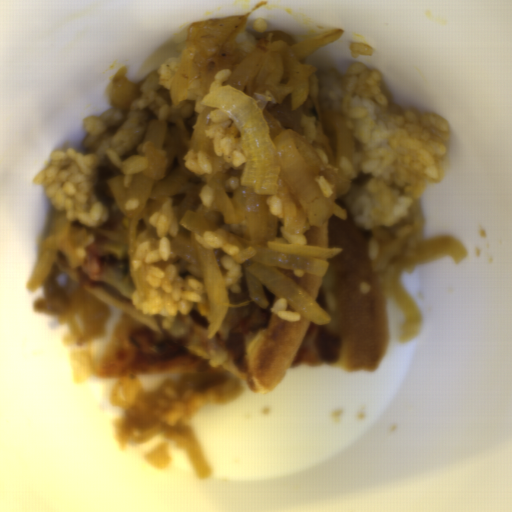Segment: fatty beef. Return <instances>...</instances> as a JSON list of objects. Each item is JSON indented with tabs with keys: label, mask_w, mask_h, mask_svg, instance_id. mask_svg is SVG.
I'll list each match as a JSON object with an SVG mask.
<instances>
[{
	"label": "fatty beef",
	"mask_w": 512,
	"mask_h": 512,
	"mask_svg": "<svg viewBox=\"0 0 512 512\" xmlns=\"http://www.w3.org/2000/svg\"><path fill=\"white\" fill-rule=\"evenodd\" d=\"M215 110L204 104L200 113L163 120L153 110H142L143 137L121 159L142 155L148 166L134 174L128 186H124L121 168L108 158L97 164L92 188L110 215L100 226L87 230L90 236L76 248L81 259L78 267L69 266L65 253L55 258L41 282L42 295L35 300V310L67 324L77 344L99 337L107 328L108 305L91 293L100 255L123 256L137 289L138 249L156 233L151 216L166 201L175 206L179 220L188 211L211 206V175L233 167L214 152L213 141L205 132Z\"/></svg>",
	"instance_id": "8fa450e3"
},
{
	"label": "fatty beef",
	"mask_w": 512,
	"mask_h": 512,
	"mask_svg": "<svg viewBox=\"0 0 512 512\" xmlns=\"http://www.w3.org/2000/svg\"><path fill=\"white\" fill-rule=\"evenodd\" d=\"M245 389L233 371H188L179 378L164 380L152 392L144 391L136 374H120L110 393L120 406L115 436L124 450L129 443H147L161 435L162 441L149 450L146 461L157 469L171 464L168 444L184 449L198 478L207 479L211 470L202 454L192 419L204 406L239 398Z\"/></svg>",
	"instance_id": "1bbc456c"
},
{
	"label": "fatty beef",
	"mask_w": 512,
	"mask_h": 512,
	"mask_svg": "<svg viewBox=\"0 0 512 512\" xmlns=\"http://www.w3.org/2000/svg\"><path fill=\"white\" fill-rule=\"evenodd\" d=\"M254 98L273 138L284 130L300 133L313 147L322 164L336 172L339 145L333 120L336 115L321 108L318 78L314 74L309 79L304 102L294 109L292 94L275 99L271 92H257Z\"/></svg>",
	"instance_id": "5ad873be"
},
{
	"label": "fatty beef",
	"mask_w": 512,
	"mask_h": 512,
	"mask_svg": "<svg viewBox=\"0 0 512 512\" xmlns=\"http://www.w3.org/2000/svg\"><path fill=\"white\" fill-rule=\"evenodd\" d=\"M273 42H287L290 46L297 45L289 33L270 32L257 38L243 30L237 41L226 51L209 59L200 67L199 80L202 94L206 93L219 70H231L232 74L242 61L255 52H264Z\"/></svg>",
	"instance_id": "51303b74"
},
{
	"label": "fatty beef",
	"mask_w": 512,
	"mask_h": 512,
	"mask_svg": "<svg viewBox=\"0 0 512 512\" xmlns=\"http://www.w3.org/2000/svg\"><path fill=\"white\" fill-rule=\"evenodd\" d=\"M266 206L278 222L276 237L287 243L304 245V234L310 231L313 225L286 181L277 180V193L266 200Z\"/></svg>",
	"instance_id": "2513f850"
},
{
	"label": "fatty beef",
	"mask_w": 512,
	"mask_h": 512,
	"mask_svg": "<svg viewBox=\"0 0 512 512\" xmlns=\"http://www.w3.org/2000/svg\"><path fill=\"white\" fill-rule=\"evenodd\" d=\"M143 83H134L127 77V68H120L113 76L108 87L114 109L128 111L141 95Z\"/></svg>",
	"instance_id": "7934fd38"
}]
</instances>
